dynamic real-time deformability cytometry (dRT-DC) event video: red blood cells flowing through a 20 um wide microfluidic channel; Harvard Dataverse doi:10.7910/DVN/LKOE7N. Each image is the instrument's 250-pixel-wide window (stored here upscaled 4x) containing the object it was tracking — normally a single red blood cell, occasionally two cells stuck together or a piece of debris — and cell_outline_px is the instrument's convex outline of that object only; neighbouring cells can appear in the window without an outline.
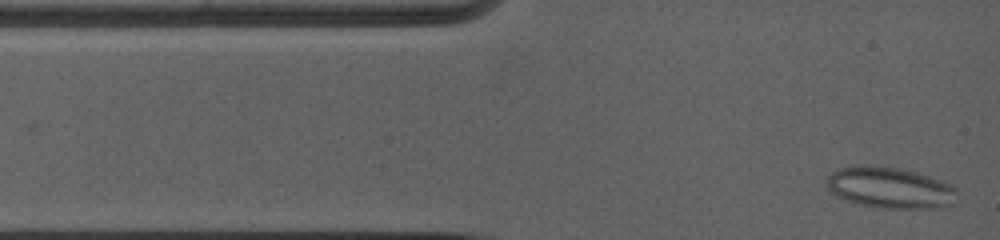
{"species": "common noctule bat (a hibernating species)", "species_latin": "Nyctalus noctula", "temperature_condition": "warm", "stored_images_in_passage": 63, "camera_frame_rate_fps": 5000, "um_per_image_px": 0.085, "animal": {"sex": "female", "body_mass_g": 19.0, "forearm_length_mm": 53.3}, "frame": {"image": 1, "passage_image": 2, "time_ms": 0.2, "image_size_px": [1000, 240], "cell_outline_px": [[960, 200], [952, 204], [936, 208], [884, 208], [860, 204], [836, 196], [828, 188], [828, 176], [832, 172], [848, 164], [864, 164], [896, 168], [916, 172], [940, 180], [956, 188]], "centroid_in_image_um": [75.67, 15.95], "position_along_channel_um": 9.3, "area_um2": 31.39}}
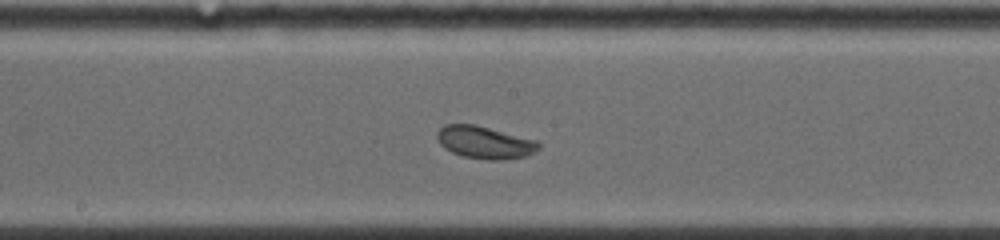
{"frame": {"image": 2, "passage_image": 28, "time_ms": 6.4, "image_size_px": [1000, 240], "cell_outline_px": [[540, 148], [528, 156], [500, 160], [488, 160], [464, 156], [452, 152], [444, 148], [440, 144], [436, 136], [436, 132], [444, 124], [476, 124], [536, 140], [540, 144]], "centroid_in_image_um": [41.2, 12.1], "position_along_channel_um": 207.0, "area_um2": 19.31}}
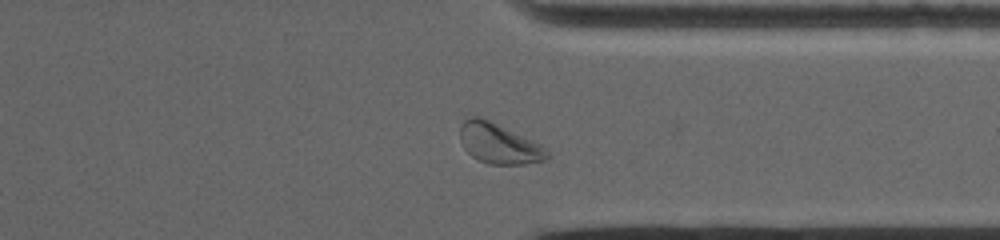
{"frame": {"image": 3, "passage_image": 54, "time_ms": 10.6, "image_size_px": [1000, 240], "cell_outline_px": [[548, 156], [544, 160], [524, 164], [488, 164], [476, 160], [464, 148], [460, 140], [460, 124], [464, 120], [472, 116], [480, 116], [532, 140], [540, 144], [548, 152]], "centroid_in_image_um": [42.35, 12.2], "position_along_channel_um": 369.0, "area_um2": 20.29}, "authors_computed_cell_mechanics": {"area_um2": 19.3052, "velocity_mm_per_s": 3.8611, "shape_relaxation_time_tau1_ms": null, "shape_relaxation_time_tau2_ms": 3.4258, "deformation_change_tau1": null, "deformation_change_tau2": 0.0789}}